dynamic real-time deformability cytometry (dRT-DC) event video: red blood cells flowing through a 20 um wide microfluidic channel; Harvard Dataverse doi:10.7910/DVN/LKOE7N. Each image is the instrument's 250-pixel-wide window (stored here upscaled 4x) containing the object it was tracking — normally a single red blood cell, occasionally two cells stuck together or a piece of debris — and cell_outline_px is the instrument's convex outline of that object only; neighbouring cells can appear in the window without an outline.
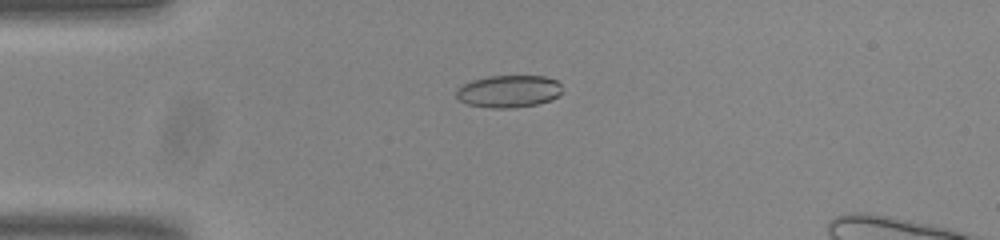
{"species": "common noctule bat (a hibernating species)", "species_latin": "Nyctalus noctula", "temperature_condition": "room temperature", "stored_images_in_passage": 46, "camera_frame_rate_fps": 3000, "um_per_image_px": 0.085, "animal": {"sex": "male", "body_mass_g": 20.0, "forearm_length_mm": 53.3}, "frame": {"image": 1, "passage_image": 7, "time_ms": 2.0, "image_size_px": [1000, 240], "cell_outline_px": [[564, 92], [560, 96], [552, 100], [536, 104], [516, 108], [492, 108], [468, 104], [460, 100], [456, 96], [456, 88], [472, 80], [488, 76], [544, 76], [556, 80], [560, 84]], "centroid_in_image_um": [43.28, 7.76], "position_along_channel_um": 41.7, "area_um2": 20.17}}
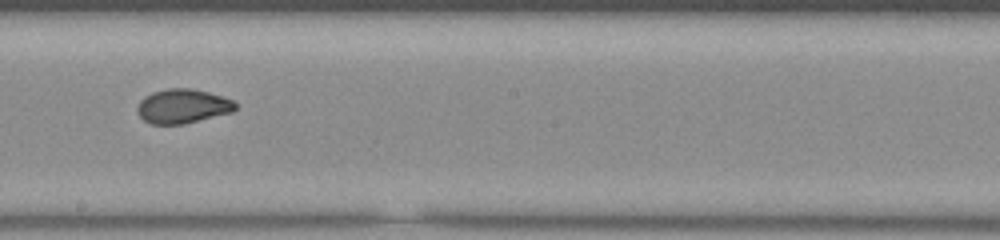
{"frame": {"image": 2, "passage_image": 24, "time_ms": 7.667, "image_size_px": [1000, 240], "cell_outline_px": [[236, 108], [232, 112], [184, 124], [152, 124], [144, 120], [136, 112], [136, 108], [140, 100], [144, 96], [152, 92], [168, 88], [192, 88], [208, 92], [232, 100], [236, 104]], "centroid_in_image_um": [15.49, 9.02], "position_along_channel_um": 232.7, "area_um2": 19.59}}
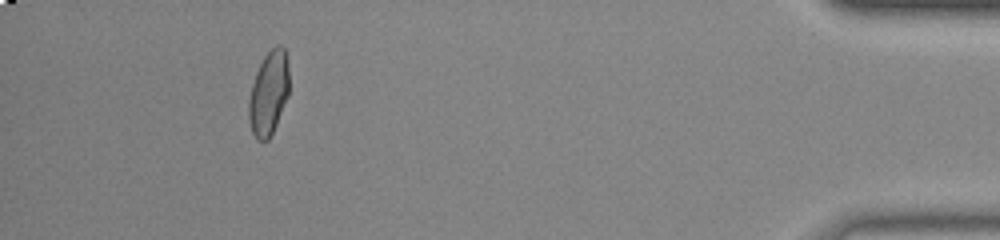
{"frame": {"image": 3, "passage_image": 43, "time_ms": 14.0, "image_size_px": [1000, 240], "cell_outline_px": [[288, 96], [276, 124], [268, 140], [256, 140], [252, 132], [248, 116], [248, 100], [252, 84], [256, 72], [264, 56], [276, 44], [280, 44], [284, 48], [288, 60]], "centroid_in_image_um": [22.83, 7.9], "position_along_channel_um": 412.4, "area_um2": 19.71}}